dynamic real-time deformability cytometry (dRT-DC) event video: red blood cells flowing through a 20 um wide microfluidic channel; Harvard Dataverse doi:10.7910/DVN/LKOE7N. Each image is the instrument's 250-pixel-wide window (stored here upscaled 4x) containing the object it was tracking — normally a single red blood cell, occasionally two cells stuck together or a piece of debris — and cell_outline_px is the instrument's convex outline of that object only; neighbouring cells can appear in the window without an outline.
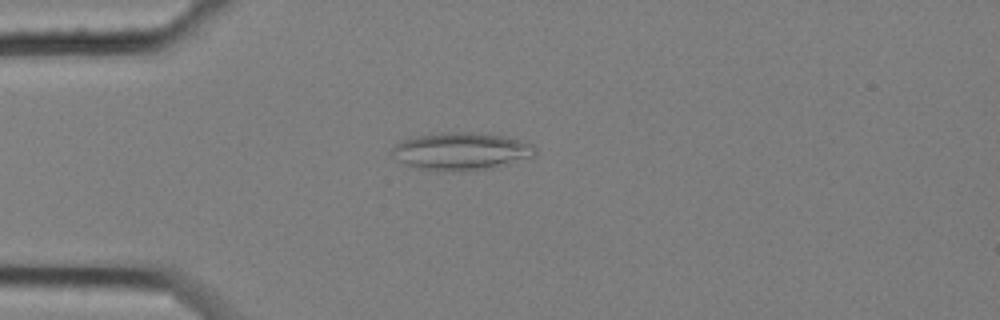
{"species": "common noctule bat (a hibernating species)", "species_latin": "Nyctalus noctula", "temperature_condition": "cold", "stored_images_in_passage": 49, "camera_frame_rate_fps": 3000, "um_per_image_px": 0.085, "animal": {"sex": "female", "body_mass_g": 25.1}, "frame": {"image": 1, "passage_image": 6, "time_ms": 1.667, "image_size_px": [1000, 320], "cell_outline_px": [[536, 156], [508, 164], [492, 168], [416, 168], [400, 160], [388, 152], [396, 144], [404, 140], [416, 136], [452, 132], [472, 132], [508, 136], [524, 140], [536, 144]], "centroid_in_image_um": [39.32, 12.8], "position_along_channel_um": 45.7, "area_um2": 30.52}}
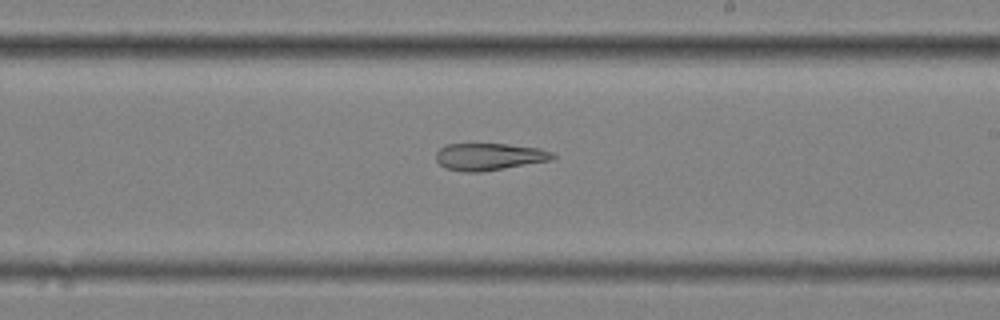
{"frame": {"image": 2, "passage_image": 25, "time_ms": 8.0, "image_size_px": [1000, 320], "cell_outline_px": [[556, 156], [552, 160], [480, 172], [464, 172], [444, 168], [436, 160], [436, 152], [444, 144], [508, 144], [540, 148], [552, 152]], "centroid_in_image_um": [41.57, 13.31], "position_along_channel_um": 247.4, "area_um2": 18.5}}
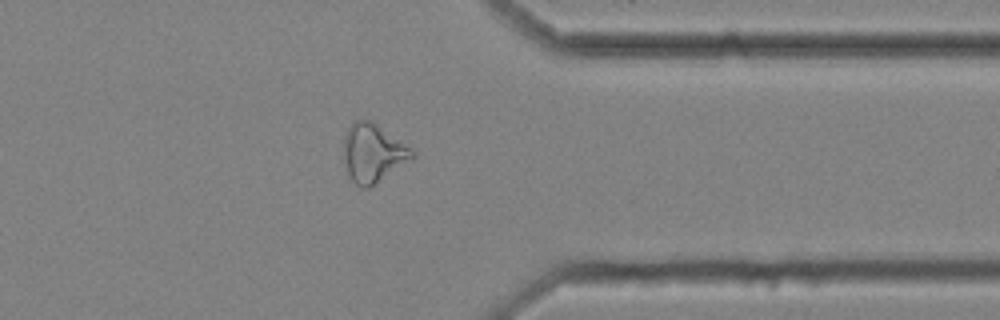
{"frame": {"image": 3, "passage_image": 37, "time_ms": 12.0, "image_size_px": [1000, 320], "cell_outline_px": [[416, 156], [412, 160], [368, 188], [360, 188], [348, 176], [344, 160], [344, 136], [352, 120], [372, 120], [416, 152]], "centroid_in_image_um": [31.7, 13.0], "position_along_channel_um": 379.7, "area_um2": 23.41}, "authors_computed_cell_mechanics": {"area_um2": 23.409, "velocity_mm_per_s": 3.4713, "shape_relaxation_time_tau1_ms": null, "shape_relaxation_time_tau2_ms": 7.4378, "deformation_change_tau1": null, "deformation_change_tau2": 0.2174}}